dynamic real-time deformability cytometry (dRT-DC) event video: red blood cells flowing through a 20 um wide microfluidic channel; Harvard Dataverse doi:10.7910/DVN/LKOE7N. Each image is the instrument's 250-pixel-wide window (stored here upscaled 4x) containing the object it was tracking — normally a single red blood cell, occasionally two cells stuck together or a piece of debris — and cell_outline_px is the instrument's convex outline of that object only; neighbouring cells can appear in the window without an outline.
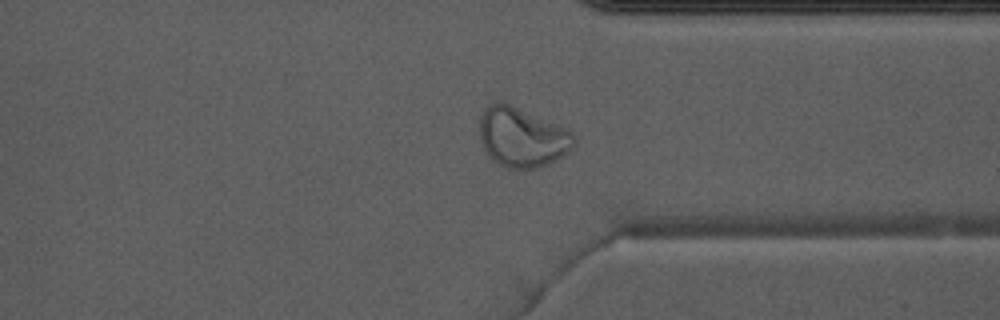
{"species": "Egyptian fruit bat (a non-hibernating species)", "species_latin": "Rousettus aegyptiacus", "temperature_condition": "warm", "stored_images_in_passage": 47, "camera_frame_rate_fps": 3000, "um_per_image_px": 0.085, "animal": {"sex": "male"}, "frame": {"image": 1, "passage_image": 34, "time_ms": 11.0, "image_size_px": [1000, 320], "cell_outline_px": [[576, 144], [568, 152], [548, 164], [536, 168], [508, 168], [500, 164], [488, 156], [480, 140], [480, 116], [484, 108], [488, 104], [496, 100], [500, 100], [564, 128], [572, 132], [576, 136]], "centroid_in_image_um": [44.35, 11.66], "position_along_channel_um": 367.1, "area_um2": 32.6}}